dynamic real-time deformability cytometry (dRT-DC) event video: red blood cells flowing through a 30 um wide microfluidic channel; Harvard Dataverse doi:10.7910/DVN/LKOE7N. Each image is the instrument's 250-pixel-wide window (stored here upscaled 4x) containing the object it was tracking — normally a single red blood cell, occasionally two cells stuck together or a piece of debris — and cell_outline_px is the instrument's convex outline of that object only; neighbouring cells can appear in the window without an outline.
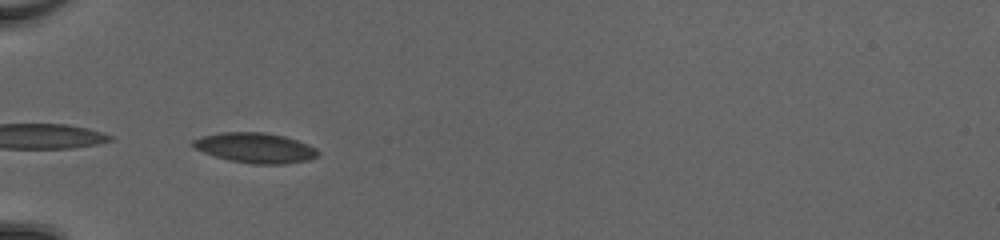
{"species": "common noctule bat (a hibernating species)", "species_latin": "Nyctalus noctula", "temperature_condition": "cold", "stored_images_in_passage": 15, "camera_frame_rate_fps": 3000, "um_per_image_px": 0.085, "animal": {"sex": "female", "body_mass_g": 20.0, "forearm_length_mm": 54.0}, "frame": {"image": 1, "passage_image": 1, "time_ms": 0.0, "image_size_px": [1000, 240], "cell_outline_px": [[320, 152], [316, 156], [308, 160], [284, 164], [252, 164], [232, 160], [216, 156], [204, 152], [196, 148], [192, 144], [192, 140], [200, 136], [224, 132], [264, 132], [284, 136], [308, 144], [316, 148]], "centroid_in_image_um": [21.71, 12.56], "position_along_channel_um": 63.3, "area_um2": 21.73}}
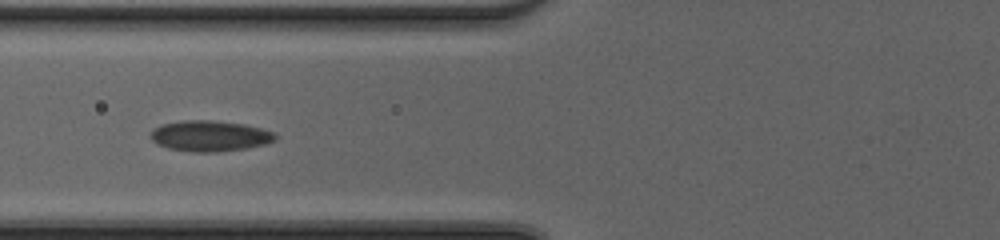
{"frame": {"image": 2, "passage_image": 5, "time_ms": 1.333, "image_size_px": [1000, 240], "cell_outline_px": [[276, 140], [264, 144], [248, 148], [216, 152], [196, 152], [168, 148], [156, 144], [148, 136], [152, 128], [160, 124], [180, 120], [212, 120], [244, 124], [276, 132]], "centroid_in_image_um": [17.79, 11.54], "position_along_channel_um": 108.0, "area_um2": 22.66}}
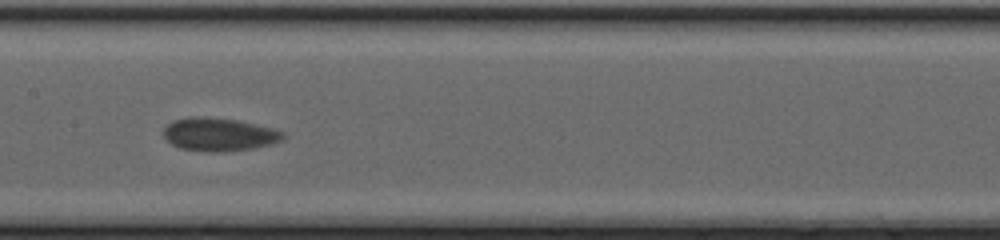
{"frame": {"image": 3, "passage_image": 11, "time_ms": 3.333, "image_size_px": [1000, 240], "cell_outline_px": [[284, 136], [280, 140], [272, 144], [252, 148], [220, 152], [204, 152], [180, 148], [172, 144], [164, 136], [164, 128], [172, 120], [188, 116], [204, 116], [240, 120], [272, 128], [284, 132]], "centroid_in_image_um": [18.59, 11.41], "position_along_channel_um": 188.8, "area_um2": 23.24}}